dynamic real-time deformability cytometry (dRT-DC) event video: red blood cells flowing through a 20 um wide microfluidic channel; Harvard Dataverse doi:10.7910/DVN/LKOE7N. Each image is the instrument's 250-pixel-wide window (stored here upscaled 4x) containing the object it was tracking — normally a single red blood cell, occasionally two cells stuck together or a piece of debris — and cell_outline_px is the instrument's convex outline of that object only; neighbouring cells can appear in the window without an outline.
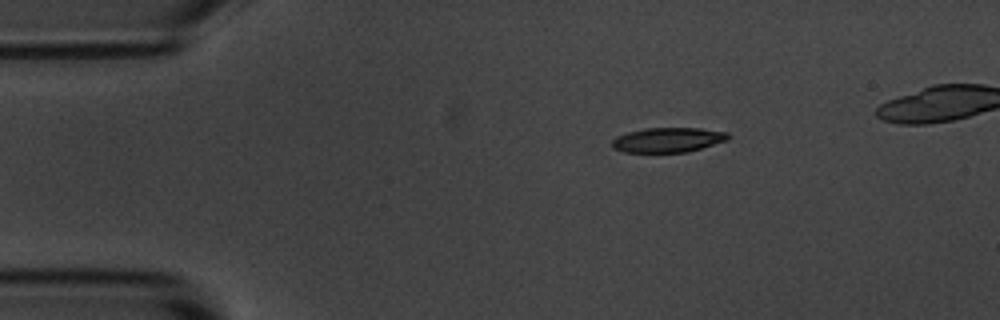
{"species": "common noctule bat (a hibernating species)", "species_latin": "Nyctalus noctula", "temperature_condition": "room temperature", "stored_images_in_passage": 43, "camera_frame_rate_fps": 3000, "um_per_image_px": 0.085, "animal": {"sex": "male", "body_mass_g": 20.1, "forearm_length_mm": 53.5}, "frame": {"image": 1, "passage_image": 1, "time_ms": 0.0, "image_size_px": [1000, 320], "cell_outline_px": [[728, 140], [688, 152], [624, 152], [612, 148], [612, 140], [616, 136], [628, 132], [644, 128], [700, 128], [728, 132]], "centroid_in_image_um": [56.76, 11.89], "position_along_channel_um": 28.2, "area_um2": 16.76}}
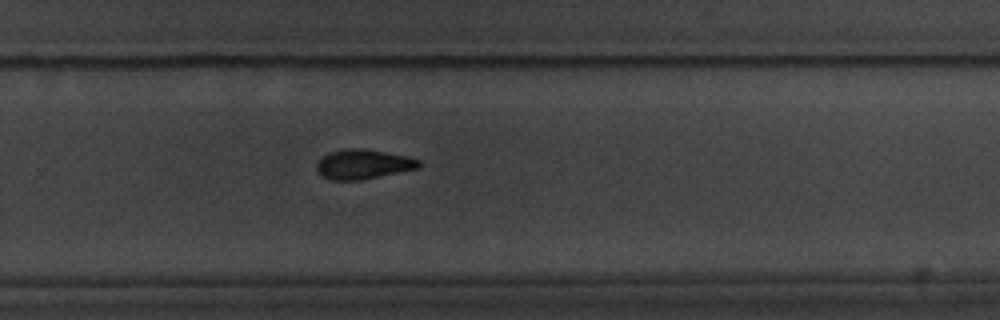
{"frame": {"image": 2, "passage_image": 28, "time_ms": 9.0, "image_size_px": [1000, 320], "cell_outline_px": [[420, 168], [360, 180], [328, 180], [320, 176], [316, 168], [316, 164], [328, 152], [344, 148], [364, 148], [408, 156], [420, 160]], "centroid_in_image_um": [30.85, 13.96], "position_along_channel_um": 298.9, "area_um2": 17.86}}
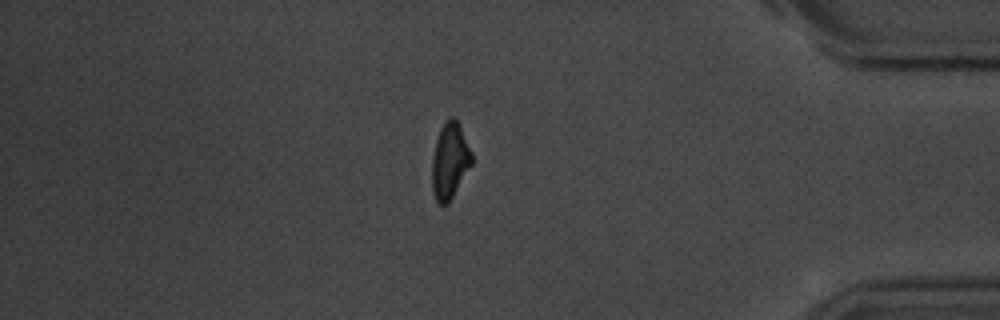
{"frame": {"image": 3, "passage_image": 39, "time_ms": 12.667, "image_size_px": [1000, 320], "cell_outline_px": [[472, 164], [448, 204], [440, 204], [436, 200], [432, 192], [432, 156], [436, 140], [440, 128], [448, 116], [452, 116], [456, 120], [472, 152]], "centroid_in_image_um": [38.22, 13.68], "position_along_channel_um": 397.0, "area_um2": 17.51}, "authors_computed_cell_mechanics": {"area_um2": 18.1492, "velocity_mm_per_s": 3.586, "shape_relaxation_time_tau1_ms": 4.6662, "shape_relaxation_time_tau2_ms": null, "deformation_change_tau1": 0.1636, "deformation_change_tau2": null}}